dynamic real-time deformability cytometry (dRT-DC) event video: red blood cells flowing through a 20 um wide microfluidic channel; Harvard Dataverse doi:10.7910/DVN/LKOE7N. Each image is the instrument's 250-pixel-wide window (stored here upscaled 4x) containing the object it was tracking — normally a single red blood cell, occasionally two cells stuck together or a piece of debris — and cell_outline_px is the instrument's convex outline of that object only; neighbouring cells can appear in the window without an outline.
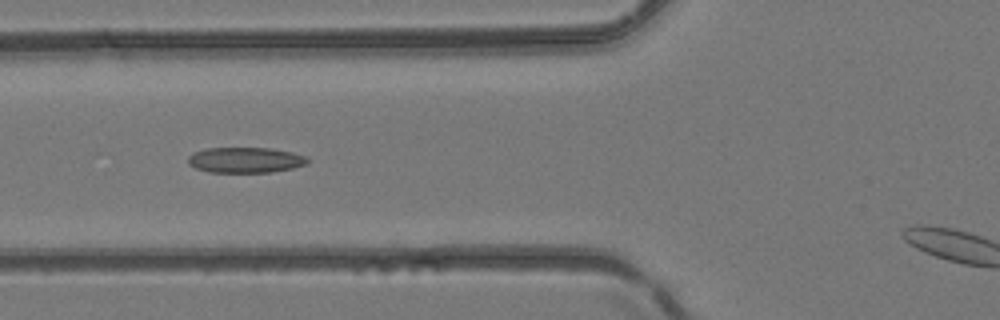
{"species": "common noctule bat (a hibernating species)", "species_latin": "Nyctalus noctula", "temperature_condition": "room temperature", "stored_images_in_passage": 3, "camera_frame_rate_fps": 3000, "um_per_image_px": 0.085, "animal": {"sex": "female", "body_mass_g": 24.6, "forearm_length_mm": 56.2}, "frame": {"image": 1, "passage_image": 2, "time_ms": 0.333, "image_size_px": [1000, 320], "cell_outline_px": [[308, 160], [304, 164], [292, 168], [272, 172], [208, 172], [196, 168], [188, 164], [188, 156], [192, 152], [208, 148], [272, 148], [292, 152], [308, 156]], "centroid_in_image_um": [20.83, 13.59], "position_along_channel_um": 105.0, "area_um2": 17.8}}